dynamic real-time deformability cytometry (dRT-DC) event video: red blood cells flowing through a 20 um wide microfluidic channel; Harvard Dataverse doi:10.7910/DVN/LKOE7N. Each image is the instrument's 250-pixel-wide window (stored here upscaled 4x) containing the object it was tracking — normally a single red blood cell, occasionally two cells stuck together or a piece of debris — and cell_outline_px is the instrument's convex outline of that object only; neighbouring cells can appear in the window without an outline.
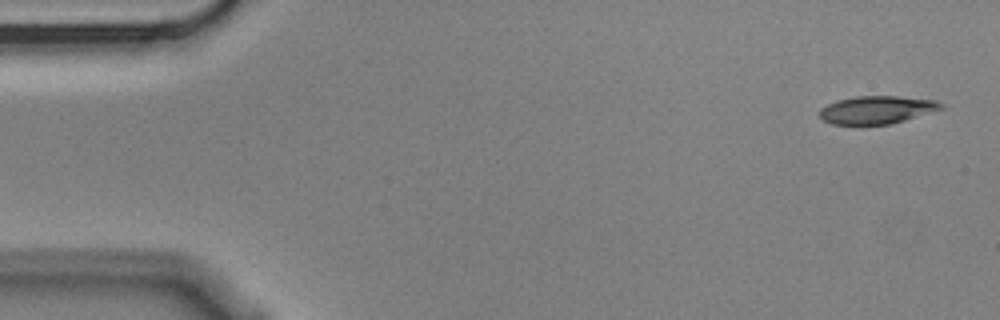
{"species": "Egyptian fruit bat (a non-hibernating species)", "species_latin": "Rousettus aegyptiacus", "temperature_condition": "cold", "stored_images_in_passage": 5, "camera_frame_rate_fps": 3000, "um_per_image_px": 0.085, "animal": {"sex": "male"}, "frame": {"image": 1, "passage_image": 1, "time_ms": 0.0, "image_size_px": [1000, 320], "cell_outline_px": [[944, 108], [892, 124], [832, 124], [824, 120], [820, 116], [820, 108], [836, 100], [856, 96], [896, 96], [936, 100], [944, 104]], "centroid_in_image_um": [74.54, 9.33], "position_along_channel_um": 10.5, "area_um2": 19.65}}
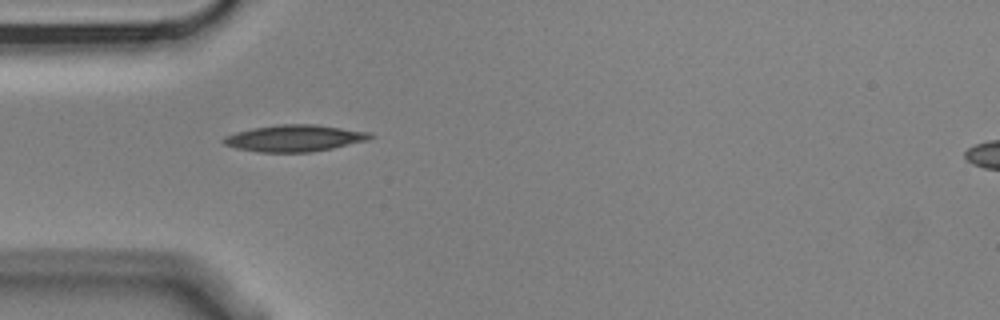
{"frame": {"image": 2, "passage_image": 4, "time_ms": 1.0, "image_size_px": [1000, 320], "cell_outline_px": [[376, 136], [368, 140], [332, 148], [308, 152], [260, 152], [236, 148], [224, 144], [220, 140], [224, 136], [236, 132], [252, 128], [280, 124], [316, 124], [372, 132]], "centroid_in_image_um": [25.05, 11.74], "position_along_channel_um": 60.0, "area_um2": 22.89}}
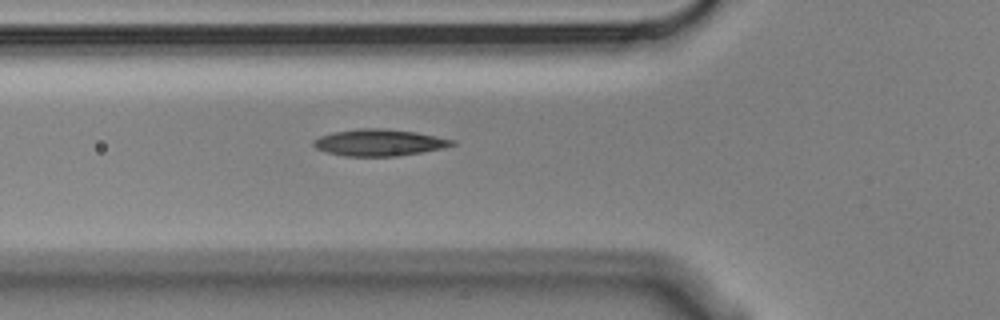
{"frame": {"image": 3, "passage_image": 5, "time_ms": 1.333, "image_size_px": [1000, 320], "cell_outline_px": [[456, 144], [440, 148], [400, 156], [344, 156], [324, 152], [316, 148], [312, 144], [312, 140], [320, 136], [336, 132], [360, 128], [380, 128], [416, 132], [456, 140]], "centroid_in_image_um": [32.2, 12.12], "position_along_channel_um": 93.6, "area_um2": 21.44}}